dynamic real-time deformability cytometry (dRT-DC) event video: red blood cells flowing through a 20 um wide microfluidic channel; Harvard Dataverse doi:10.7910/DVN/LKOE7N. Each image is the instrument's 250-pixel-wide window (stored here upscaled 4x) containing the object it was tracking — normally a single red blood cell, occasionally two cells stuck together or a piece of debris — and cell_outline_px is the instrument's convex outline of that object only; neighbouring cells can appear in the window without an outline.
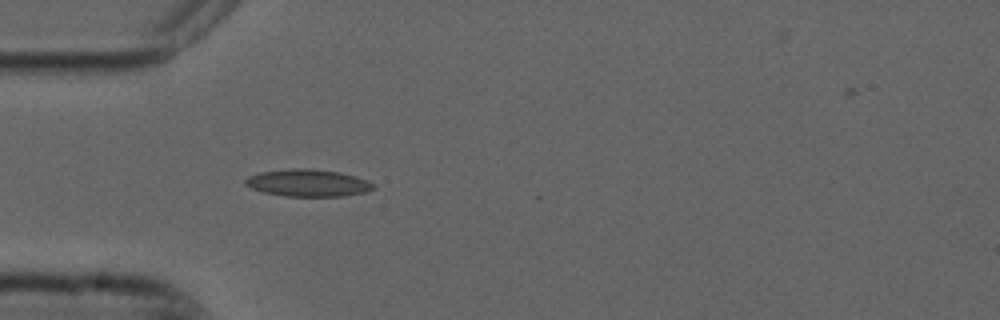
{"species": "common noctule bat (a hibernating species)", "species_latin": "Nyctalus noctula", "temperature_condition": "cold", "stored_images_in_passage": 39, "camera_frame_rate_fps": 3000, "um_per_image_px": 0.085, "animal": {"sex": "male", "forearm_length_mm": 52.5}, "frame": {"image": 1, "passage_image": 1, "time_ms": 0.0, "image_size_px": [1000, 320], "cell_outline_px": [[376, 188], [364, 192], [344, 196], [284, 196], [264, 192], [252, 188], [244, 184], [244, 180], [248, 176], [260, 172], [292, 168], [308, 168], [340, 172], [368, 180], [376, 184]], "centroid_in_image_um": [26.19, 15.54], "position_along_channel_um": 58.8, "area_um2": 20.35}}
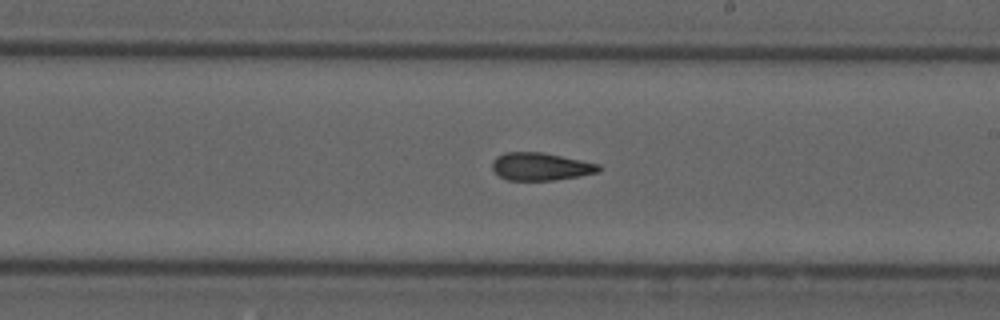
{"frame": {"image": 2, "passage_image": 16, "time_ms": 5.0, "image_size_px": [1000, 320], "cell_outline_px": [[604, 168], [600, 172], [580, 176], [556, 180], [508, 180], [500, 176], [492, 168], [492, 160], [496, 156], [504, 152], [544, 152], [600, 164]], "centroid_in_image_um": [46.0, 14.15], "position_along_channel_um": 243.0, "area_um2": 17.46}}
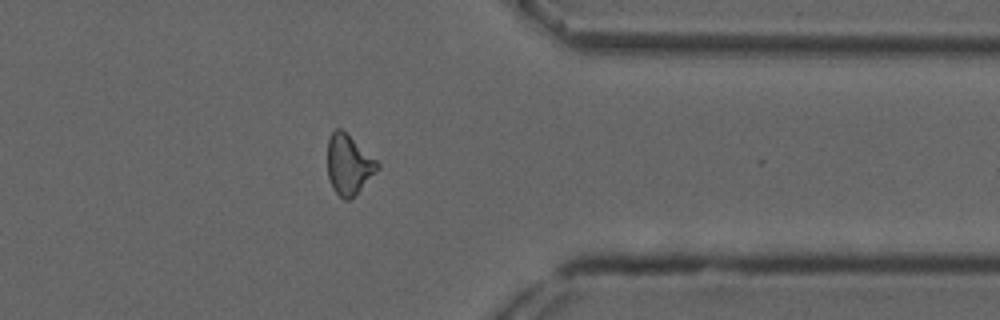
{"frame": {"image": 3, "passage_image": 28, "time_ms": 9.0, "image_size_px": [1000, 320], "cell_outline_px": [[380, 168], [348, 200], [344, 200], [332, 188], [328, 176], [328, 136], [336, 128], [340, 128], [376, 160], [380, 164]], "centroid_in_image_um": [29.62, 13.98], "position_along_channel_um": 381.8, "area_um2": 16.94}, "authors_computed_cell_mechanics": {"area_um2": 17.629, "velocity_mm_per_s": 3.7485, "shape_relaxation_time_tau1_ms": null, "shape_relaxation_time_tau2_ms": 2.9905, "deformation_change_tau1": null, "deformation_change_tau2": 0.1036}}